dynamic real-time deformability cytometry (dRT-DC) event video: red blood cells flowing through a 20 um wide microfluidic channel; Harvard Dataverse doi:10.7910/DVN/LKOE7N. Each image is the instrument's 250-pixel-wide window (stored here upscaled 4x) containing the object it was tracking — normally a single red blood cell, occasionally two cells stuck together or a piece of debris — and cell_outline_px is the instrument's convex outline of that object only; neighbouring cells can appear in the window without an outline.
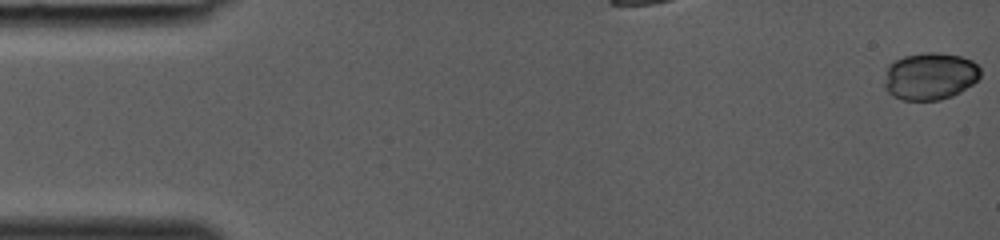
{"species": "common noctule bat (a hibernating species)", "species_latin": "Nyctalus noctula", "temperature_condition": "room temperature", "stored_images_in_passage": 35, "camera_frame_rate_fps": 3000, "um_per_image_px": 0.085, "animal": {"sex": "female", "body_mass_g": 19.0, "forearm_length_mm": 53.3}, "frame": {"image": 1, "passage_image": 1, "time_ms": 0.0, "image_size_px": [1000, 240], "cell_outline_px": [[980, 76], [972, 84], [960, 92], [952, 96], [940, 100], [900, 100], [892, 96], [884, 88], [884, 84], [888, 64], [904, 56], [924, 52], [936, 52], [960, 56], [972, 60], [980, 68]], "centroid_in_image_um": [79.03, 6.48], "position_along_channel_um": 6.0, "area_um2": 26.59}}
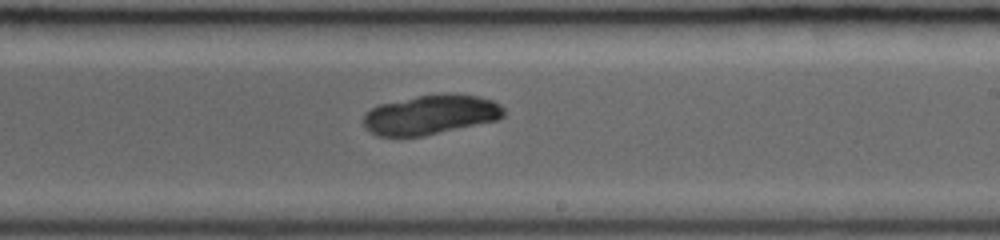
{"frame": {"image": 2, "passage_image": 24, "time_ms": 7.667, "image_size_px": [1000, 240], "cell_outline_px": [[504, 116], [500, 120], [424, 136], [376, 136], [364, 128], [364, 116], [372, 108], [380, 104], [416, 96], [476, 96], [492, 100], [500, 104], [504, 108]], "centroid_in_image_um": [36.61, 9.8], "position_along_channel_um": 252.4, "area_um2": 31.79}}
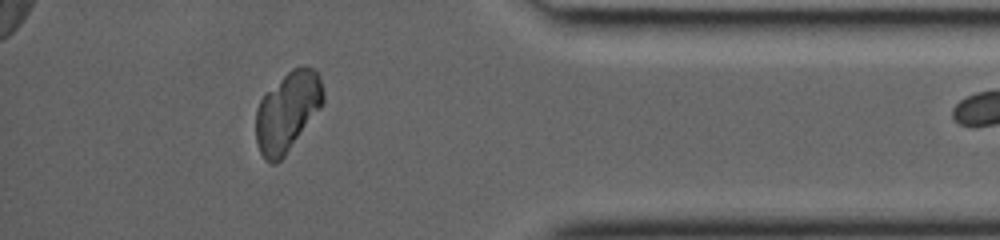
{"frame": {"image": 3, "passage_image": 34, "time_ms": 11.0, "image_size_px": [1000, 240], "cell_outline_px": [[324, 104], [284, 156], [276, 164], [272, 164], [264, 160], [260, 152], [256, 140], [256, 108], [260, 100], [292, 68], [304, 64], [312, 68], [320, 76], [324, 92]], "centroid_in_image_um": [24.45, 9.49], "position_along_channel_um": 410.7, "area_um2": 31.1}}